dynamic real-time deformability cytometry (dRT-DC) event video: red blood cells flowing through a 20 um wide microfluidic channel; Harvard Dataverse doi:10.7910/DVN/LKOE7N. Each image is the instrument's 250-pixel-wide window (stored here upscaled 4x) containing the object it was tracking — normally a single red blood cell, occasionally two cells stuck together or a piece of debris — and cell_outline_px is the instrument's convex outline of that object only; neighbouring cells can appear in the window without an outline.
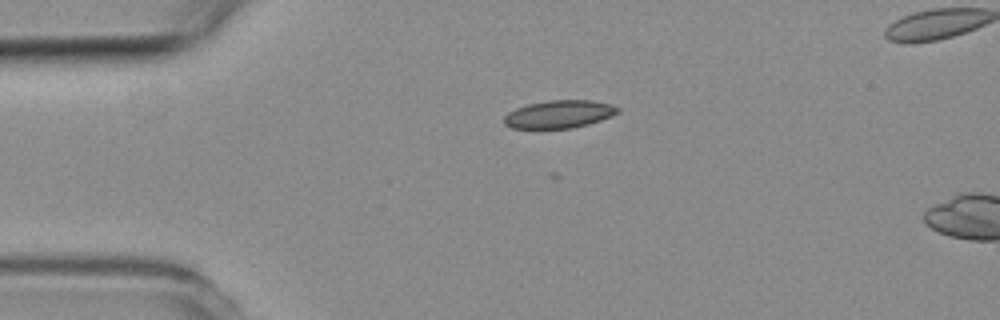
{"species": "common noctule bat (a hibernating species)", "species_latin": "Nyctalus noctula", "temperature_condition": "room temperature", "stored_images_in_passage": 2, "camera_frame_rate_fps": 3000, "um_per_image_px": 0.085, "animal": {"sex": "female", "body_mass_g": 19.3, "forearm_length_mm": 54.1}, "frame": {"image": 1, "passage_image": 1, "time_ms": 0.0, "image_size_px": [1000, 320], "cell_outline_px": [[620, 112], [612, 116], [588, 124], [572, 128], [512, 128], [504, 124], [504, 116], [508, 112], [516, 108], [528, 104], [548, 100], [592, 100], [612, 104], [620, 108]], "centroid_in_image_um": [47.55, 9.7], "position_along_channel_um": 37.5, "area_um2": 18.5}}